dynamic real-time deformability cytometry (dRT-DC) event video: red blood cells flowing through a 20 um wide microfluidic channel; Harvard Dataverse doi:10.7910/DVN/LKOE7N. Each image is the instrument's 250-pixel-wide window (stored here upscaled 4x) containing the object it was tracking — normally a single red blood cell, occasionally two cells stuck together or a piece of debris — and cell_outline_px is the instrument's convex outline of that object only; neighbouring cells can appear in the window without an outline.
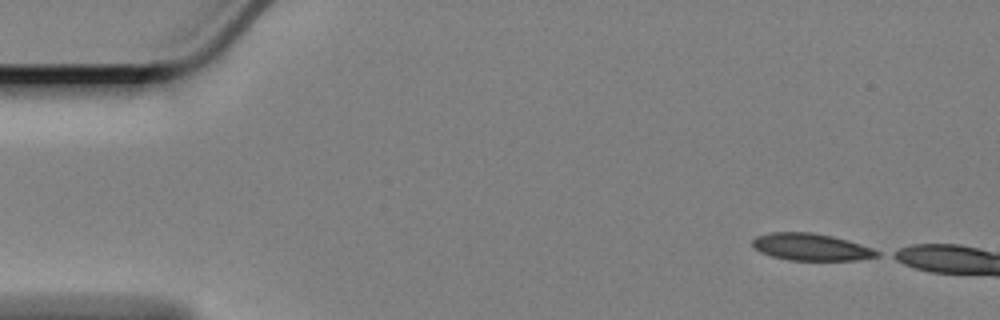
{"species": "Egyptian fruit bat (a non-hibernating species)", "species_latin": "Rousettus aegyptiacus", "temperature_condition": "cold", "stored_images_in_passage": 11, "camera_frame_rate_fps": 3000, "um_per_image_px": 0.085, "animal": {"sex": "female"}, "frame": {"image": 1, "passage_image": 1, "time_ms": 0.0, "image_size_px": [1000, 320], "cell_outline_px": [[880, 256], [860, 260], [788, 260], [772, 256], [760, 252], [752, 248], [752, 240], [756, 236], [772, 232], [812, 232], [832, 236], [860, 244], [872, 248], [880, 252]], "centroid_in_image_um": [68.92, 21.0], "position_along_channel_um": 16.1, "area_um2": 19.71}}